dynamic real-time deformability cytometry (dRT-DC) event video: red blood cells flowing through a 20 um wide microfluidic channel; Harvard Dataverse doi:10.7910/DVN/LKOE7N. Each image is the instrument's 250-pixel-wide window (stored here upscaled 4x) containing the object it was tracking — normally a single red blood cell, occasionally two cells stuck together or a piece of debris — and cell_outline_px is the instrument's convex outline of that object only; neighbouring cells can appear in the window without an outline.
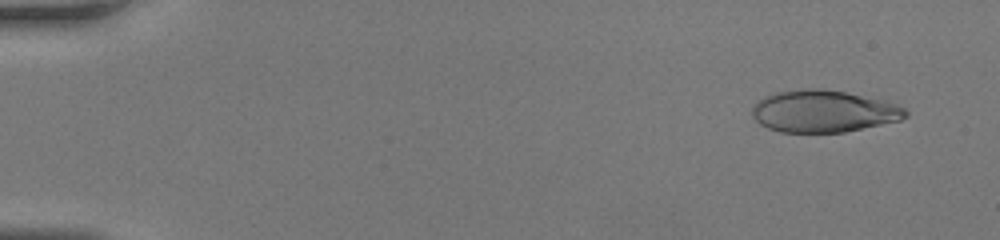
{"species": "human", "species_latin": "Homo sapiens", "temperature_condition": "room temperature", "stored_images_in_passage": 45, "camera_frame_rate_fps": 3000, "um_per_image_px": 0.085, "donor": {"sex": "female"}, "frame": {"image": 1, "passage_image": 3, "time_ms": 0.667, "image_size_px": [1000, 240], "cell_outline_px": [[908, 116], [900, 120], [844, 132], [780, 132], [768, 128], [760, 124], [752, 116], [752, 104], [776, 92], [804, 88], [820, 88], [844, 92], [888, 100], [904, 108], [908, 112]], "centroid_in_image_um": [70.01, 9.45], "position_along_channel_um": 15.0, "area_um2": 37.63}}
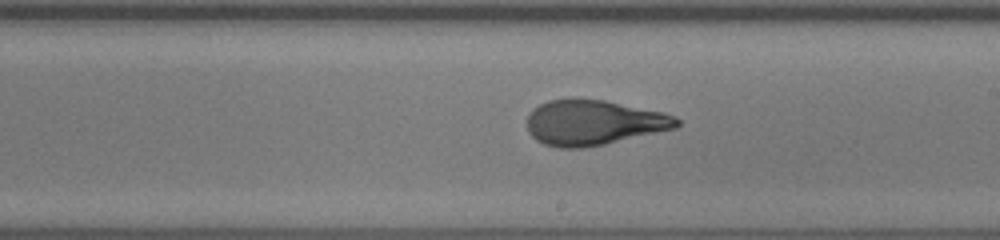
{"frame": {"image": 2, "passage_image": 27, "time_ms": 8.667, "image_size_px": [1000, 240], "cell_outline_px": [[680, 124], [676, 128], [604, 144], [584, 148], [560, 148], [544, 144], [536, 140], [528, 132], [528, 116], [532, 108], [548, 100], [572, 96], [604, 100], [664, 112], [676, 116], [680, 120]], "centroid_in_image_um": [50.44, 10.39], "position_along_channel_um": 238.6, "area_um2": 39.94}}
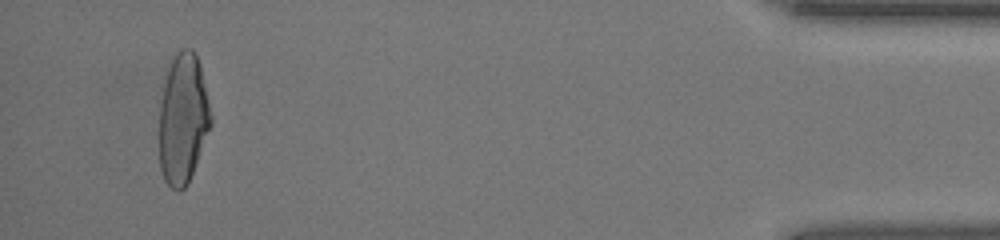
{"frame": {"image": 3, "passage_image": 43, "time_ms": 14.0, "image_size_px": [1000, 240], "cell_outline_px": [[212, 124], [188, 184], [180, 192], [172, 188], [164, 180], [160, 168], [160, 104], [164, 84], [168, 68], [176, 52], [180, 48], [192, 48], [196, 52], [200, 64], [212, 120]], "centroid_in_image_um": [15.56, 10.1], "position_along_channel_um": 419.6, "area_um2": 39.13}}